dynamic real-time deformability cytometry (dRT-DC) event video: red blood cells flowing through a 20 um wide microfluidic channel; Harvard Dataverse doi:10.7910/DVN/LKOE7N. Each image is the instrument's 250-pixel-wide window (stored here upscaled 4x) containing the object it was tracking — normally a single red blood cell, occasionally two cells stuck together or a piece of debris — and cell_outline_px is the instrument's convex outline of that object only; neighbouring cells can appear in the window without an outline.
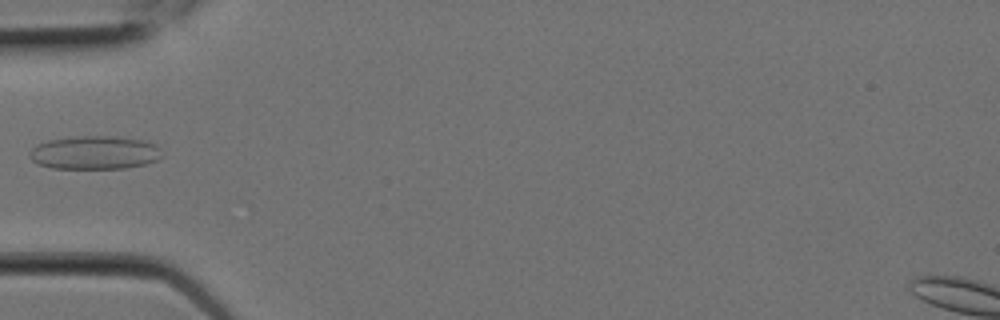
{"species": "Egyptian fruit bat (a non-hibernating species)", "species_latin": "Rousettus aegyptiacus", "temperature_condition": "room temperature", "stored_images_in_passage": 12, "camera_frame_rate_fps": 3000, "um_per_image_px": 0.085, "animal": {"sex": "female"}, "frame": {"image": 1, "passage_image": 6, "time_ms": 1.667, "image_size_px": [1000, 320], "cell_outline_px": [[160, 156], [156, 160], [144, 164], [124, 168], [52, 168], [36, 164], [28, 156], [28, 152], [36, 144], [48, 140], [76, 136], [120, 136], [144, 140], [156, 144], [160, 148]], "centroid_in_image_um": [8.0, 12.96], "position_along_channel_um": 77.0, "area_um2": 25.95}}
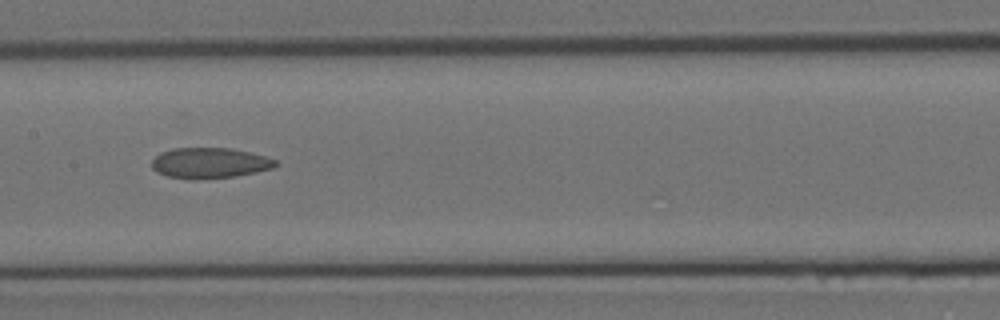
{"frame": {"image": 2, "passage_image": 9, "time_ms": 2.667, "image_size_px": [1000, 320], "cell_outline_px": [[280, 164], [272, 168], [256, 172], [236, 176], [192, 180], [168, 176], [156, 172], [152, 168], [152, 160], [160, 152], [172, 148], [232, 148], [264, 156], [276, 160]], "centroid_in_image_um": [17.8, 13.86], "position_along_channel_um": 189.6, "area_um2": 22.14}}
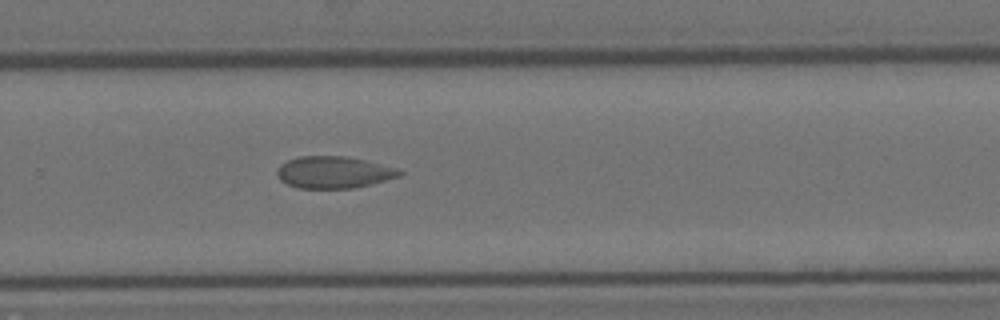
{"frame": {"image": 3, "passage_image": 12, "time_ms": 3.667, "image_size_px": [1000, 320], "cell_outline_px": [[404, 172], [400, 176], [372, 184], [352, 188], [296, 188], [280, 180], [276, 172], [280, 164], [288, 160], [300, 156], [348, 156], [400, 168]], "centroid_in_image_um": [28.4, 14.64], "position_along_channel_um": 301.4, "area_um2": 22.95}}